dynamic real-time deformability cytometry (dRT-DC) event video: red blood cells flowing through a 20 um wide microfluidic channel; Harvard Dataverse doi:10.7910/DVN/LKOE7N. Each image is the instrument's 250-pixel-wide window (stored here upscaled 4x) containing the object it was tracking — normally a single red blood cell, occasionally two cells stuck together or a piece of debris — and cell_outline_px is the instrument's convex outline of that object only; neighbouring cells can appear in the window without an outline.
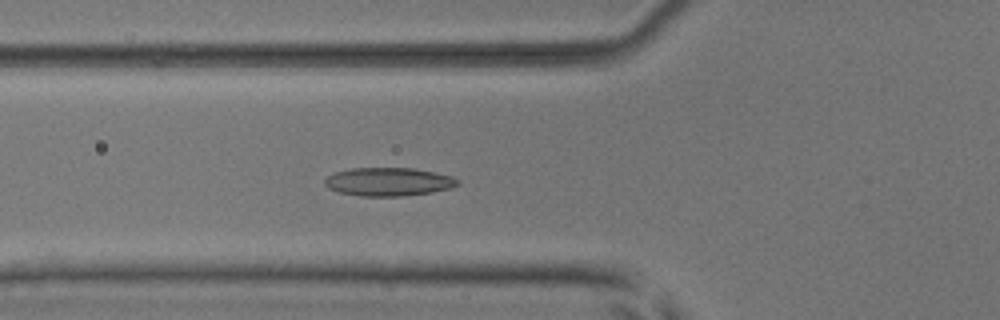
{"species": "common noctule bat (a hibernating species)", "species_latin": "Nyctalus noctula", "temperature_condition": "room temperature", "stored_images_in_passage": 52, "camera_frame_rate_fps": 3000, "um_per_image_px": 0.085, "animal": {"sex": "male", "body_mass_g": 17.9, "forearm_length_mm": 54.2}, "frame": {"image": 1, "passage_image": 19, "time_ms": 6.0, "image_size_px": [1000, 320], "cell_outline_px": [[460, 184], [448, 188], [432, 192], [400, 196], [360, 196], [340, 192], [328, 188], [324, 184], [324, 180], [328, 176], [336, 172], [352, 168], [412, 168], [452, 176], [460, 180]], "centroid_in_image_um": [33.02, 15.45], "position_along_channel_um": 92.8, "area_um2": 21.79}}
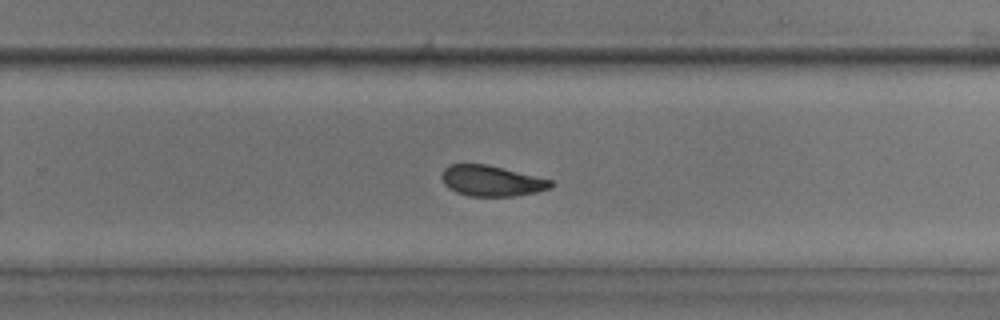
{"frame": {"image": 2, "passage_image": 34, "time_ms": 11.0, "image_size_px": [1000, 320], "cell_outline_px": [[556, 184], [552, 188], [536, 192], [516, 196], [468, 196], [456, 192], [448, 188], [444, 184], [440, 176], [444, 168], [452, 164], [488, 164], [552, 180]], "centroid_in_image_um": [41.79, 15.37], "position_along_channel_um": 288.0, "area_um2": 19.71}}
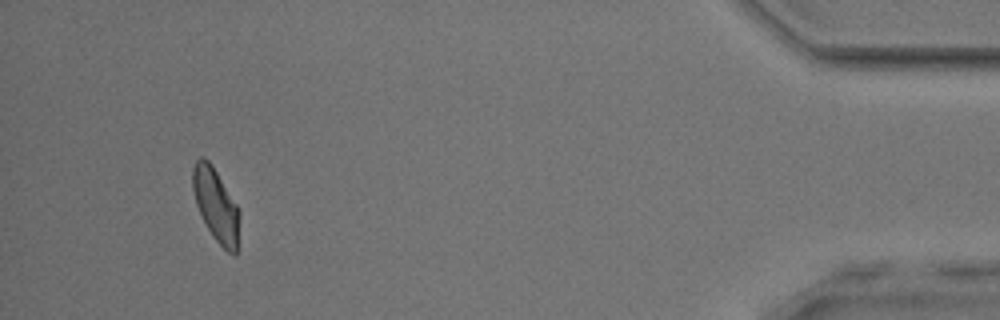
{"frame": {"image": 3, "passage_image": 49, "time_ms": 16.0, "image_size_px": [1000, 320], "cell_outline_px": [[240, 216], [236, 256], [232, 256], [212, 236], [196, 204], [192, 188], [192, 168], [196, 160], [200, 156], [204, 156], [212, 164], [236, 204], [240, 212]], "centroid_in_image_um": [18.35, 17.41], "position_along_channel_um": 416.8, "area_um2": 19.88}, "authors_computed_cell_mechanics": {"area_um2": 20.4323, "velocity_mm_per_s": 3.911, "shape_relaxation_time_tau1_ms": 4.517, "shape_relaxation_time_tau2_ms": 2.2166, "deformation_change_tau1": 0.1153, "deformation_change_tau2": 0.0776}}